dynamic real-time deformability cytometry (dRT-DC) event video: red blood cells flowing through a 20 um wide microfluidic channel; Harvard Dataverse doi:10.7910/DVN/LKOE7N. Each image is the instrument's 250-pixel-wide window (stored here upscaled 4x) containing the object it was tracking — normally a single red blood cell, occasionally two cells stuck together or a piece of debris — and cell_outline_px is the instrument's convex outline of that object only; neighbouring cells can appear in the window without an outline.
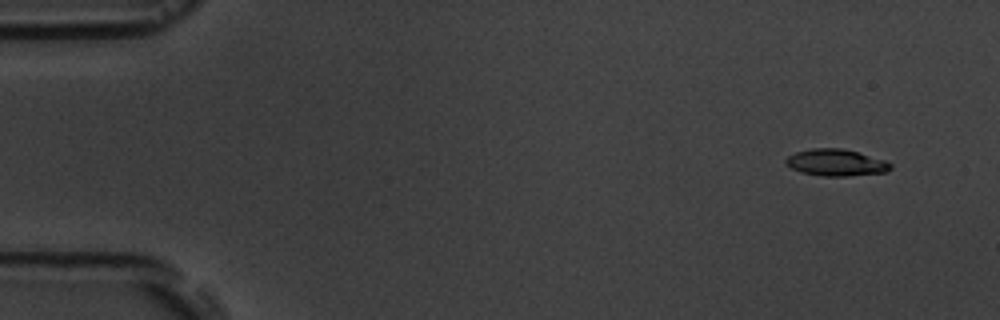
{"species": "common noctule bat (a hibernating species)", "species_latin": "Nyctalus noctula", "temperature_condition": "room temperature", "stored_images_in_passage": 5, "camera_frame_rate_fps": 3000, "um_per_image_px": 0.085, "animal": {"sex": "male", "body_mass_g": 19.5, "forearm_length_mm": 54.6}, "frame": {"image": 1, "passage_image": 1, "time_ms": 0.0, "image_size_px": [1000, 320], "cell_outline_px": [[892, 168], [888, 172], [848, 176], [820, 176], [800, 172], [784, 164], [784, 160], [788, 156], [796, 152], [812, 148], [840, 148], [856, 152], [884, 160], [892, 164]], "centroid_in_image_um": [71.04, 13.83], "position_along_channel_um": 14.0, "area_um2": 16.36}}
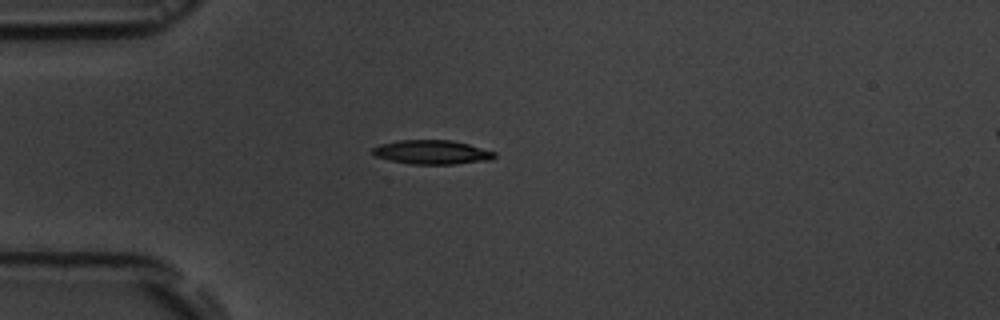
{"frame": {"image": 2, "passage_image": 4, "time_ms": 3.667, "image_size_px": [1000, 320], "cell_outline_px": [[496, 156], [492, 160], [452, 164], [412, 164], [392, 160], [376, 156], [372, 152], [372, 148], [380, 144], [400, 140], [452, 140], [468, 144], [496, 152]], "centroid_in_image_um": [36.75, 12.93], "position_along_channel_um": 48.2, "area_um2": 16.99}}